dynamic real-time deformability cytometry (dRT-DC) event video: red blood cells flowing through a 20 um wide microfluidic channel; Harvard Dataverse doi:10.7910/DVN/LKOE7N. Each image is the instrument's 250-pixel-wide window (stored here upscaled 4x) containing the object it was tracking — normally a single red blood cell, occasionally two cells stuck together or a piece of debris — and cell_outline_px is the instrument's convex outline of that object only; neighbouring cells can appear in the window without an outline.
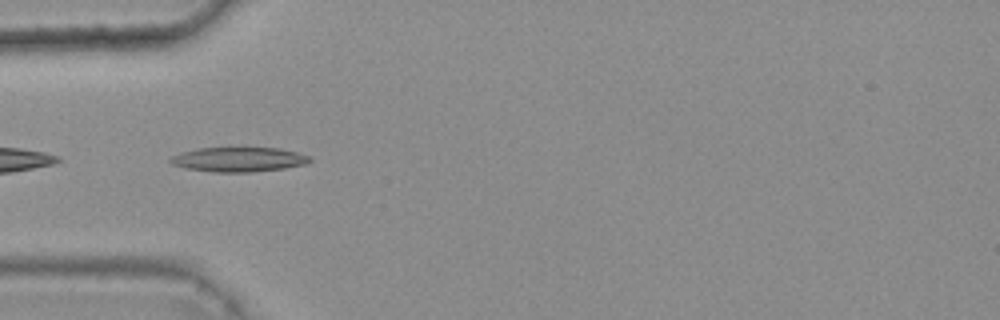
{"species": "common noctule bat (a hibernating species)", "species_latin": "Nyctalus noctula", "temperature_condition": "warm", "stored_images_in_passage": 7, "camera_frame_rate_fps": 3000, "um_per_image_px": 0.085, "animal": {"sex": "female", "body_mass_g": 25.1}, "frame": {"image": 1, "passage_image": 2, "time_ms": 0.333, "image_size_px": [1000, 320], "cell_outline_px": [[312, 160], [308, 164], [284, 168], [248, 172], [212, 172], [184, 168], [172, 164], [168, 160], [172, 156], [184, 152], [200, 148], [280, 148], [296, 152], [308, 156]], "centroid_in_image_um": [20.29, 13.56], "position_along_channel_um": 64.7, "area_um2": 19.83}}
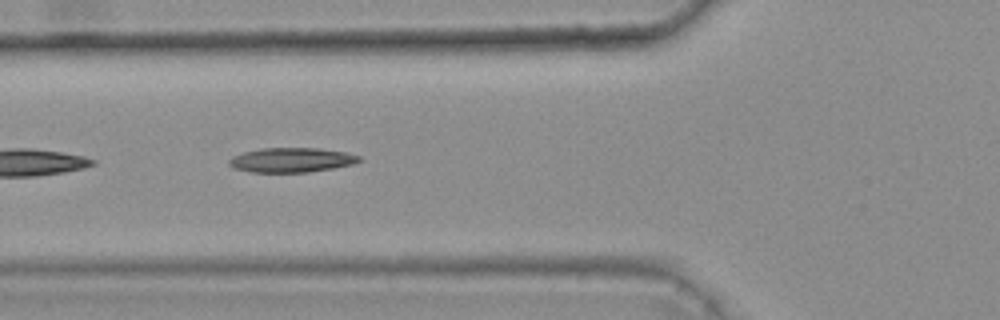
{"frame": {"image": 2, "passage_image": 5, "time_ms": 1.333, "image_size_px": [1000, 320], "cell_outline_px": [[360, 160], [352, 164], [332, 168], [308, 172], [252, 172], [232, 168], [228, 164], [228, 160], [232, 156], [244, 152], [260, 148], [316, 148], [344, 152], [360, 156]], "centroid_in_image_um": [24.71, 13.6], "position_along_channel_um": 101.1, "area_um2": 18.5}}